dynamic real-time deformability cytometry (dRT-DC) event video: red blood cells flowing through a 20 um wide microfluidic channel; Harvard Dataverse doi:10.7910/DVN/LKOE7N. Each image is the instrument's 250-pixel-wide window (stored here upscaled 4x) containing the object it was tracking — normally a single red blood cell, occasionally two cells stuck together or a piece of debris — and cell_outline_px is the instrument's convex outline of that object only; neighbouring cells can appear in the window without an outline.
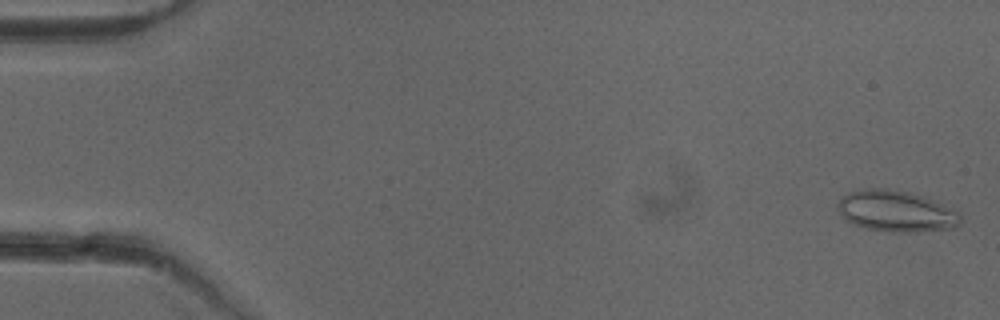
{"species": "common noctule bat (a hibernating species)", "species_latin": "Nyctalus noctula", "temperature_condition": "cold", "stored_images_in_passage": 52, "camera_frame_rate_fps": 3000, "um_per_image_px": 0.085, "animal": {"sex": "female"}, "frame": {"image": 1, "passage_image": 2, "time_ms": 0.333, "image_size_px": [1000, 320], "cell_outline_px": [[960, 224], [952, 228], [920, 232], [892, 232], [868, 228], [844, 220], [836, 204], [840, 196], [848, 192], [868, 188], [884, 188], [908, 192], [960, 212]], "centroid_in_image_um": [76.11, 17.96], "position_along_channel_um": 8.9, "area_um2": 29.13}}
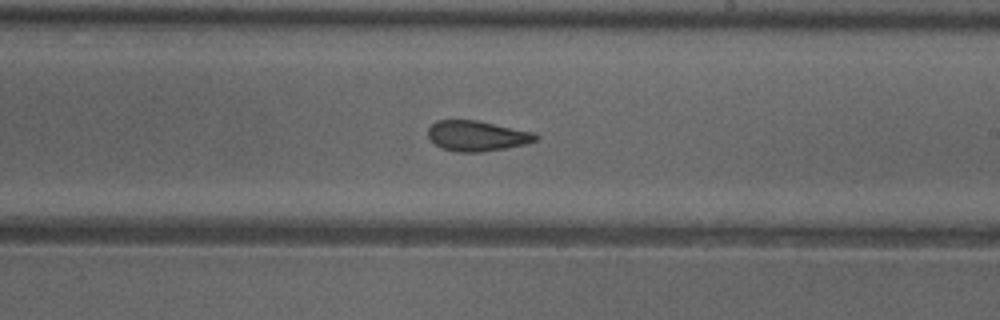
{"frame": {"image": 2, "passage_image": 31, "time_ms": 10.0, "image_size_px": [1000, 320], "cell_outline_px": [[540, 136], [536, 140], [524, 144], [504, 148], [480, 152], [460, 152], [444, 148], [436, 144], [428, 136], [428, 128], [436, 120], [476, 120], [536, 132]], "centroid_in_image_um": [40.57, 11.53], "position_along_channel_um": 248.4, "area_um2": 18.9}}
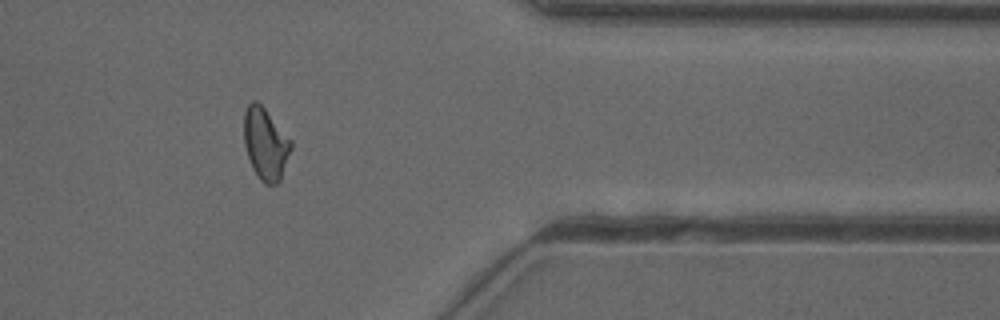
{"frame": {"image": 3, "passage_image": 43, "time_ms": 14.0, "image_size_px": [1000, 320], "cell_outline_px": [[292, 148], [280, 180], [276, 184], [264, 184], [260, 180], [252, 168], [244, 144], [244, 112], [248, 104], [252, 100], [256, 100], [264, 108], [292, 140]], "centroid_in_image_um": [22.57, 12.22], "position_along_channel_um": 388.8, "area_um2": 19.71}, "authors_computed_cell_mechanics": {"area_um2": 19.7098, "velocity_mm_per_s": 3.9784, "shape_relaxation_time_tau1_ms": 10.8075, "shape_relaxation_time_tau2_ms": 1.7993, "deformation_change_tau1": 0.2281, "deformation_change_tau2": 0.0857}}